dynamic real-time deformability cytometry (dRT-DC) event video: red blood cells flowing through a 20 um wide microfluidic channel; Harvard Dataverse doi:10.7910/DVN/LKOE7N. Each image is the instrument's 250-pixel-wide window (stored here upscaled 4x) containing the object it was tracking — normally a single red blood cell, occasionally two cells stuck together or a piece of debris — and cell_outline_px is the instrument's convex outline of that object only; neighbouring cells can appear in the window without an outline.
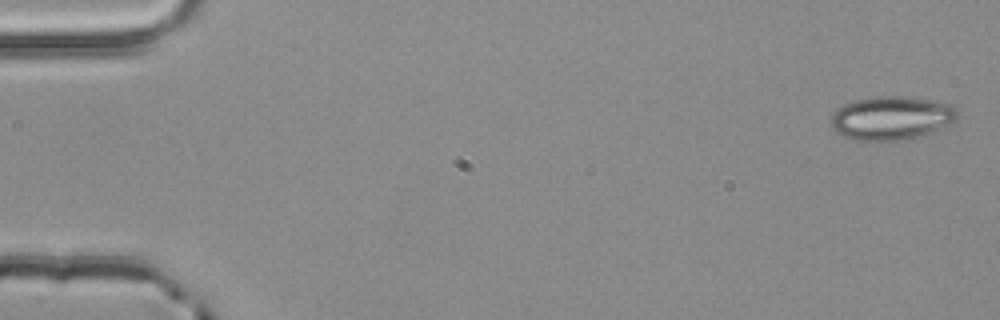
{"species": "common noctule bat (a hibernating species)", "species_latin": "Nyctalus noctula", "temperature_condition": "room temperature", "stored_images_in_passage": 5, "segment_of_instrument_passage": [1, 2], "camera_frame_rate_fps": 3000, "um_per_image_px": 0.085, "animal": {"sex": "male", "body_mass_g": 20.4}, "frame": {"image": 1, "passage_image": 1, "time_ms": 0.0, "image_size_px": [1000, 320], "cell_outline_px": [[956, 116], [948, 124], [928, 132], [916, 136], [900, 140], [856, 140], [844, 136], [836, 132], [832, 124], [832, 112], [844, 104], [856, 100], [876, 96], [896, 96], [932, 100], [952, 104], [956, 108]], "centroid_in_image_um": [75.72, 10.01], "position_along_channel_um": 9.3, "area_um2": 31.39}}